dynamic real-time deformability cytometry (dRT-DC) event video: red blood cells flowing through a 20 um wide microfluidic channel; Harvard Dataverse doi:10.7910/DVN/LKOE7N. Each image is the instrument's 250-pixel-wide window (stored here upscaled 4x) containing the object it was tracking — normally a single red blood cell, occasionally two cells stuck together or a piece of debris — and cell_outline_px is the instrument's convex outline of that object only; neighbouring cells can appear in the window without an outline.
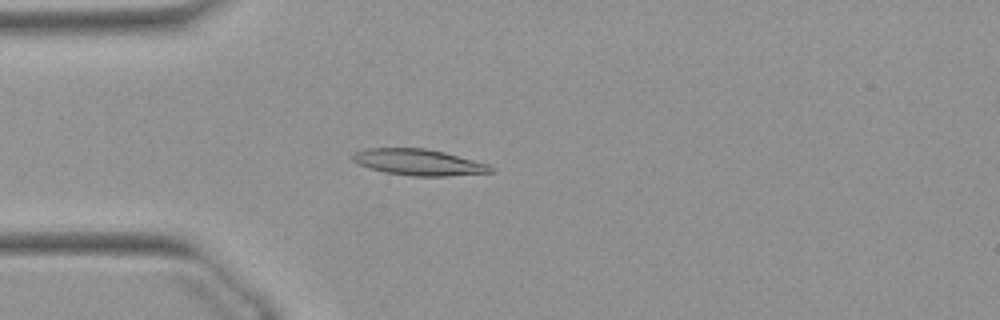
{"species": "Egyptian fruit bat (a non-hibernating species)", "species_latin": "Rousettus aegyptiacus", "temperature_condition": "warm", "stored_images_in_passage": 52, "camera_frame_rate_fps": 3000, "um_per_image_px": 0.085, "animal": {"sex": "female"}, "frame": {"image": 1, "passage_image": 14, "time_ms": 4.333, "image_size_px": [1000, 320], "cell_outline_px": [[496, 172], [448, 176], [412, 176], [384, 172], [368, 168], [356, 164], [352, 160], [352, 156], [356, 152], [364, 148], [424, 148], [444, 152], [488, 164], [496, 168]], "centroid_in_image_um": [35.59, 13.8], "position_along_channel_um": 49.4, "area_um2": 21.27}}
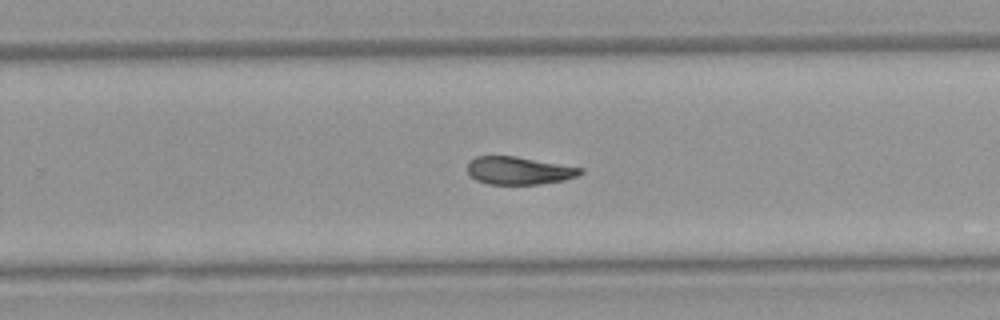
{"frame": {"image": 2, "passage_image": 33, "time_ms": 10.667, "image_size_px": [1000, 320], "cell_outline_px": [[584, 172], [576, 176], [564, 180], [540, 184], [488, 184], [476, 180], [468, 172], [468, 160], [476, 156], [516, 156], [584, 168]], "centroid_in_image_um": [44.11, 14.49], "position_along_channel_um": 285.7, "area_um2": 18.32}}
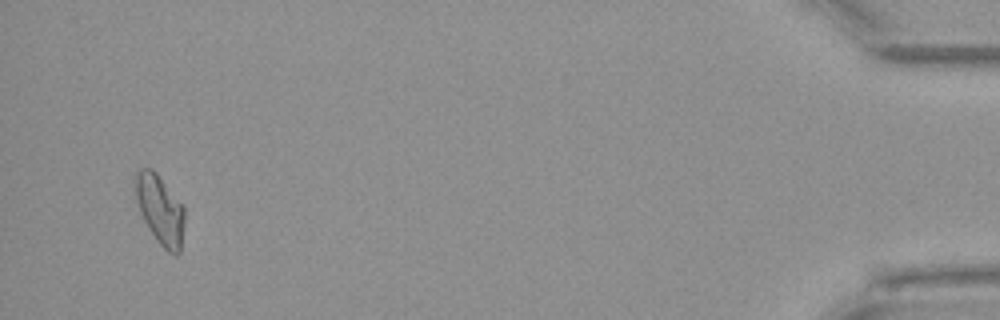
{"frame": {"image": 3, "passage_image": 50, "time_ms": 16.333, "image_size_px": [1000, 320], "cell_outline_px": [[184, 224], [180, 252], [176, 256], [168, 252], [156, 240], [148, 228], [140, 212], [136, 196], [136, 172], [140, 168], [152, 168], [156, 172], [184, 208]], "centroid_in_image_um": [13.61, 17.85], "position_along_channel_um": 421.6, "area_um2": 19.54}, "authors_computed_cell_mechanics": {"area_um2": 19.4786, "velocity_mm_per_s": 3.9027, "shape_relaxation_time_tau1_ms": null, "shape_relaxation_time_tau2_ms": 5.6562, "deformation_change_tau1": null, "deformation_change_tau2": 0.1359}}